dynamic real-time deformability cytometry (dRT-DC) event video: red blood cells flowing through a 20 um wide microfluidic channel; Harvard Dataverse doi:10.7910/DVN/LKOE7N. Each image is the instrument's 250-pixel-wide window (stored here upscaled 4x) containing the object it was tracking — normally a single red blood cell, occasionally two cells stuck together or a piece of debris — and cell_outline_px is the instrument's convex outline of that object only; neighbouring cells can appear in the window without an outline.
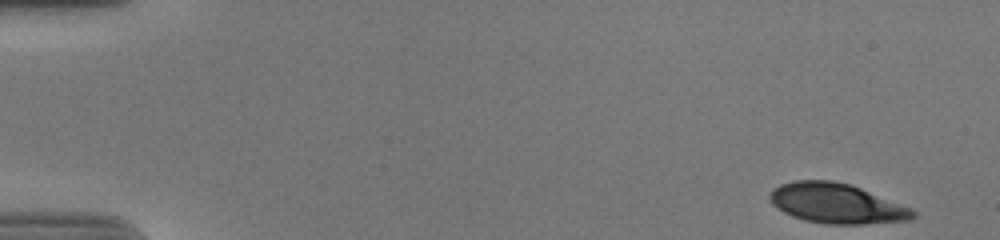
{"species": "human", "species_latin": "Homo sapiens", "temperature_condition": "cold", "stored_images_in_passage": 53, "camera_frame_rate_fps": 3000, "um_per_image_px": 0.085, "donor": {"sex": "male"}, "frame": {"image": 1, "passage_image": 1, "time_ms": 0.0, "image_size_px": [1000, 240], "cell_outline_px": [[916, 216], [908, 220], [864, 224], [828, 224], [804, 220], [792, 216], [776, 208], [772, 204], [768, 196], [768, 192], [772, 188], [780, 184], [792, 180], [832, 180], [852, 184], [912, 208], [916, 212]], "centroid_in_image_um": [71.08, 17.27], "position_along_channel_um": 13.9, "area_um2": 33.7}}
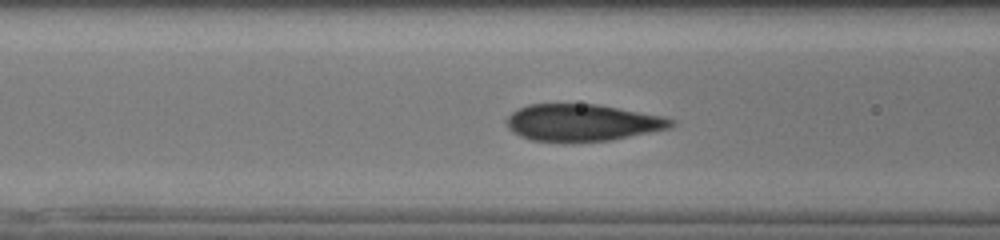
{"frame": {"image": 2, "passage_image": 21, "time_ms": 6.667, "image_size_px": [1000, 240], "cell_outline_px": [[676, 124], [672, 128], [612, 140], [564, 144], [532, 140], [520, 136], [512, 132], [508, 128], [504, 120], [512, 112], [528, 104], [596, 104], [664, 116], [676, 120]], "centroid_in_image_um": [49.5, 10.45], "position_along_channel_um": 117.1, "area_um2": 36.3}}
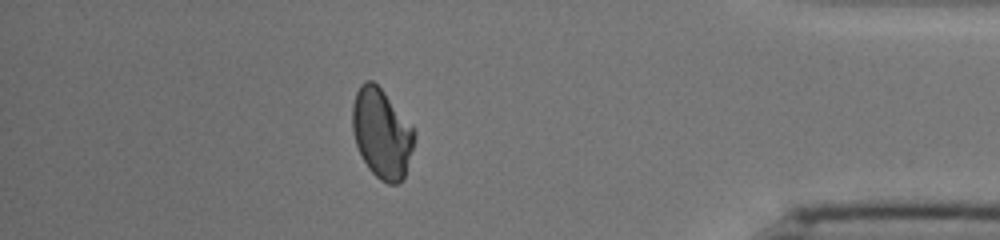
{"frame": {"image": 3, "passage_image": 47, "time_ms": 15.333, "image_size_px": [1000, 240], "cell_outline_px": [[416, 136], [404, 176], [400, 184], [388, 184], [380, 180], [368, 168], [356, 144], [352, 132], [352, 104], [356, 92], [360, 84], [364, 80], [372, 80], [384, 92], [412, 124], [416, 132]], "centroid_in_image_um": [32.45, 11.32], "position_along_channel_um": 402.8, "area_um2": 32.43}, "authors_computed_cell_mechanics": {"area_um2": 34.5644, "velocity_mm_per_s": 3.6962, "shape_relaxation_time_tau1_ms": 10.1736, "shape_relaxation_time_tau2_ms": 1.0421, "deformation_change_tau1": 0.2222, "deformation_change_tau2": 0.0434}}